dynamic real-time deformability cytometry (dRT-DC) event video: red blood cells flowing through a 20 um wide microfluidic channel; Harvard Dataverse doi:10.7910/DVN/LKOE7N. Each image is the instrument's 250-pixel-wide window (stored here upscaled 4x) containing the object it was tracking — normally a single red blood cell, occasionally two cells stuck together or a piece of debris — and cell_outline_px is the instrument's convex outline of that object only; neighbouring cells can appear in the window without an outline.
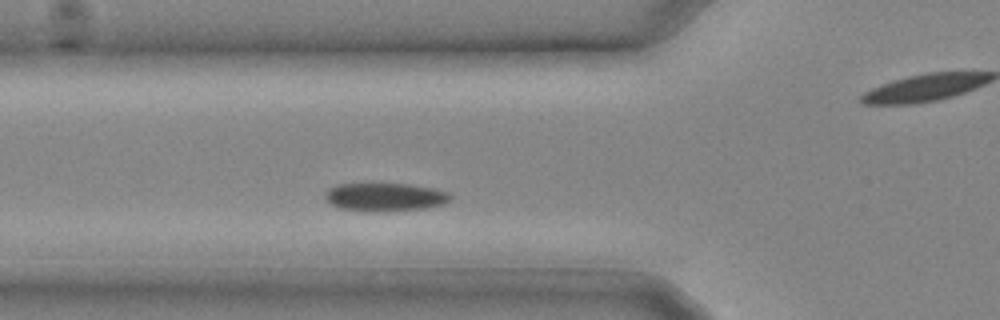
{"species": "common noctule bat (a hibernating species)", "species_latin": "Nyctalus noctula", "temperature_condition": "cold", "stored_images_in_passage": 6, "camera_frame_rate_fps": 3000, "um_per_image_px": 0.085, "animal": {"sex": "male", "body_mass_g": 20.4}, "frame": {"image": 1, "passage_image": 3, "time_ms": 0.667, "image_size_px": [1000, 320], "cell_outline_px": [[452, 200], [444, 204], [428, 208], [380, 212], [364, 212], [336, 208], [324, 196], [328, 188], [336, 184], [408, 184], [432, 188], [448, 192], [452, 196]], "centroid_in_image_um": [32.73, 16.77], "position_along_channel_um": 93.1, "area_um2": 20.98}}
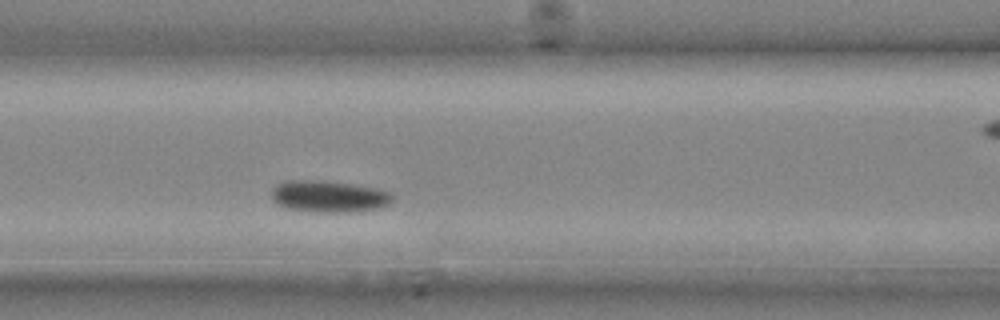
{"frame": {"image": 2, "passage_image": 5, "time_ms": 1.333, "image_size_px": [1000, 320], "cell_outline_px": [[396, 196], [388, 204], [380, 208], [348, 212], [324, 212], [288, 208], [280, 204], [272, 196], [272, 188], [276, 184], [284, 180], [328, 180], [380, 188], [392, 192]], "centroid_in_image_um": [28.03, 16.66], "position_along_channel_um": 138.6, "area_um2": 22.54}}